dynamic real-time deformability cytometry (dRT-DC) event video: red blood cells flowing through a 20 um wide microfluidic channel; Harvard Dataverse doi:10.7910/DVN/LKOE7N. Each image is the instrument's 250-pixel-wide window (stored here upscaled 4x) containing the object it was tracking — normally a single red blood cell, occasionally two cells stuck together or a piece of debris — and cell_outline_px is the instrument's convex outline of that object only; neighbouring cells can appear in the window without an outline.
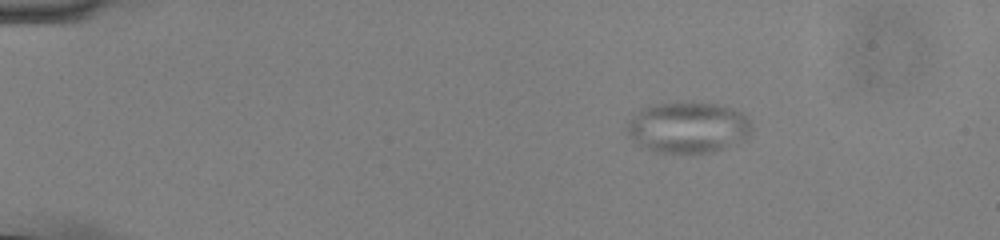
{"species": "common noctule bat (a hibernating species)", "species_latin": "Nyctalus noctula", "temperature_condition": "cold", "stored_images_in_passage": 47, "camera_frame_rate_fps": 3000, "um_per_image_px": 0.085, "animal": {"sex": "male", "body_mass_g": 13.0, "forearm_length_mm": 53.1}, "frame": {"image": 1, "passage_image": 1, "time_ms": 0.0, "image_size_px": [1000, 240], "cell_outline_px": [[752, 132], [748, 136], [724, 148], [712, 152], [664, 152], [640, 148], [628, 136], [628, 120], [636, 112], [648, 104], [676, 100], [692, 100], [716, 104], [732, 108], [748, 116], [752, 120]], "centroid_in_image_um": [58.45, 10.77], "position_along_channel_um": 26.5, "area_um2": 37.97}}
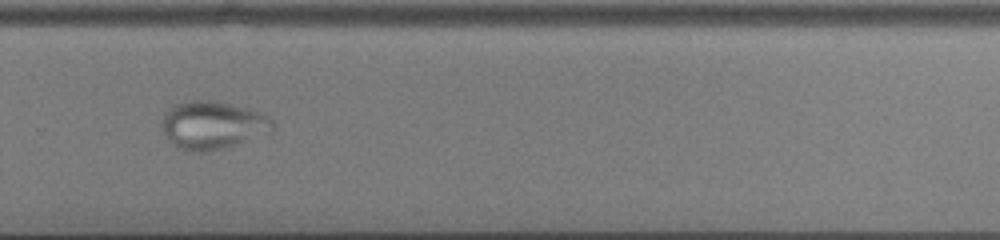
{"frame": {"image": 2, "passage_image": 31, "time_ms": 10.0, "image_size_px": [1000, 240], "cell_outline_px": [[272, 128], [268, 132], [224, 148], [200, 152], [192, 152], [180, 148], [164, 132], [160, 124], [168, 108], [176, 104], [188, 100], [212, 100], [248, 108], [264, 112], [272, 116]], "centroid_in_image_um": [18.08, 10.6], "position_along_channel_um": 311.7, "area_um2": 30.58}}
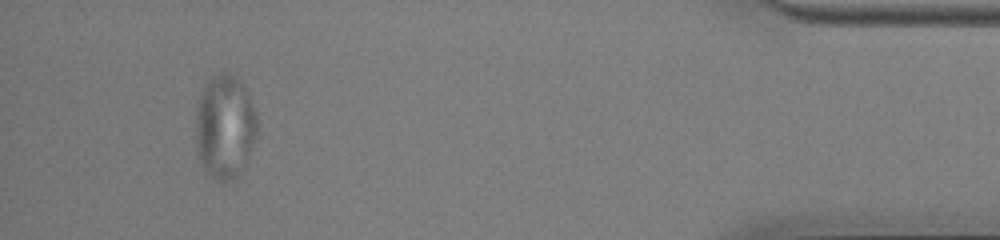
{"frame": {"image": 3, "passage_image": 44, "time_ms": 14.333, "image_size_px": [1000, 240], "cell_outline_px": [[256, 136], [244, 168], [240, 176], [224, 184], [220, 184], [204, 172], [200, 164], [196, 152], [196, 112], [200, 92], [204, 84], [212, 76], [220, 72], [232, 72], [244, 84], [256, 112]], "centroid_in_image_um": [19.09, 10.81], "position_along_channel_um": 416.1, "area_um2": 38.38}}